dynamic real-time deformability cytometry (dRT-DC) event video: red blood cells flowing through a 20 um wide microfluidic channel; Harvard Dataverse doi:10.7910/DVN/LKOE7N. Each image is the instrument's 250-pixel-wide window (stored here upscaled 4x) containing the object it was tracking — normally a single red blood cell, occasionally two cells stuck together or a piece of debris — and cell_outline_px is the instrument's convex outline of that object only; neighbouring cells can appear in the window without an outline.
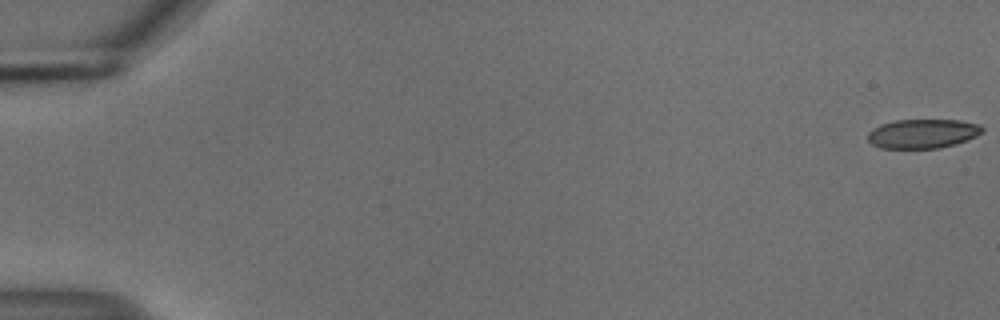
{"species": "common noctule bat (a hibernating species)", "species_latin": "Nyctalus noctula", "temperature_condition": "cold", "stored_images_in_passage": 45, "camera_frame_rate_fps": 3000, "um_per_image_px": 0.085, "animal": {"sex": "male", "body_mass_g": 18.8}, "frame": {"image": 1, "passage_image": 1, "time_ms": 0.0, "image_size_px": [1000, 320], "cell_outline_px": [[984, 132], [976, 136], [940, 148], [880, 148], [872, 144], [868, 140], [868, 132], [872, 128], [880, 124], [896, 120], [960, 120], [980, 124], [984, 128]], "centroid_in_image_um": [78.41, 11.35], "position_along_channel_um": 6.6, "area_um2": 19.48}}
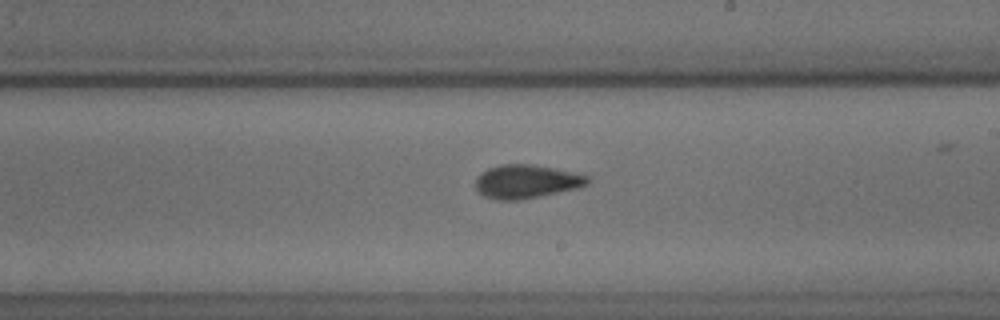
{"frame": {"image": 2, "passage_image": 33, "time_ms": 10.667, "image_size_px": [1000, 320], "cell_outline_px": [[588, 184], [580, 188], [520, 200], [496, 200], [484, 196], [476, 188], [476, 176], [480, 172], [488, 168], [500, 164], [532, 164], [572, 172], [588, 176]], "centroid_in_image_um": [44.71, 15.43], "position_along_channel_um": 244.3, "area_um2": 21.96}}
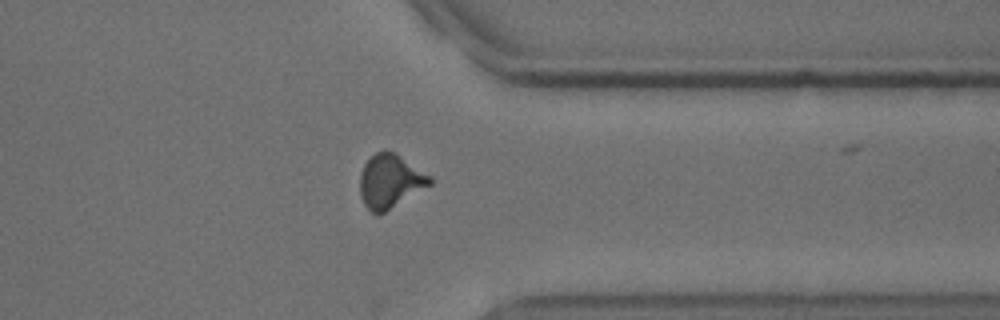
{"frame": {"image": 3, "passage_image": 44, "time_ms": 14.333, "image_size_px": [1000, 320], "cell_outline_px": [[432, 184], [384, 212], [376, 216], [364, 204], [360, 192], [360, 176], [364, 164], [376, 152], [384, 148], [396, 152], [432, 176]], "centroid_in_image_um": [33.18, 15.37], "position_along_channel_um": 378.2, "area_um2": 22.02}}